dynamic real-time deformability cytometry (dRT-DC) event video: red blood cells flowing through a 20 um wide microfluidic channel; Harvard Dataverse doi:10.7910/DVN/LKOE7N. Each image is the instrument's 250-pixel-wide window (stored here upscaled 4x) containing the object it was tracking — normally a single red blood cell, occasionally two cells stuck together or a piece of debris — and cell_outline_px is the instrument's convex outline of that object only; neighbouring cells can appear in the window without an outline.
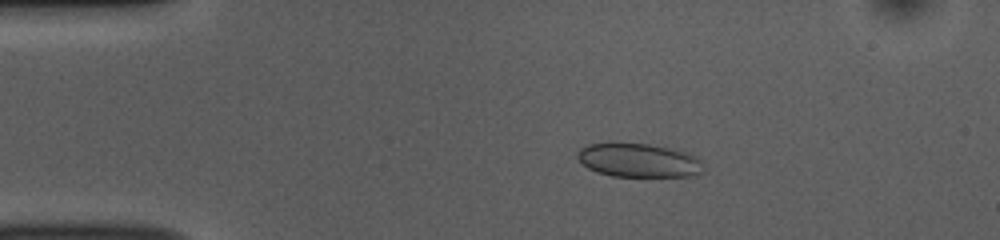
{"species": "common noctule bat (a hibernating species)", "species_latin": "Nyctalus noctula", "temperature_condition": "room temperature", "stored_images_in_passage": 48, "camera_frame_rate_fps": 3000, "um_per_image_px": 0.085, "animal": {"sex": "female", "body_mass_g": 10.0, "forearm_length_mm": 53.1}, "frame": {"image": 1, "passage_image": 5, "time_ms": 1.333, "image_size_px": [1000, 240], "cell_outline_px": [[704, 172], [692, 176], [612, 176], [596, 172], [588, 168], [576, 156], [580, 148], [588, 144], [648, 144], [668, 148], [684, 152], [696, 156], [704, 160]], "centroid_in_image_um": [54.34, 13.65], "position_along_channel_um": 30.7, "area_um2": 24.62}}
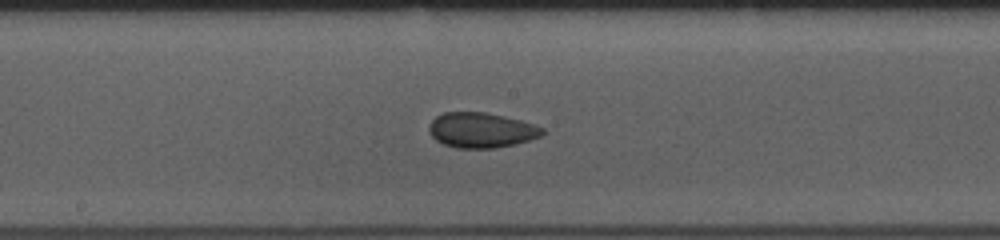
{"frame": {"image": 2, "passage_image": 23, "time_ms": 7.333, "image_size_px": [1000, 240], "cell_outline_px": [[544, 136], [516, 144], [496, 148], [456, 148], [444, 144], [436, 140], [428, 132], [428, 124], [436, 116], [444, 112], [484, 112], [504, 116], [536, 124], [544, 128]], "centroid_in_image_um": [40.93, 11.06], "position_along_channel_um": 207.3, "area_um2": 23.52}}
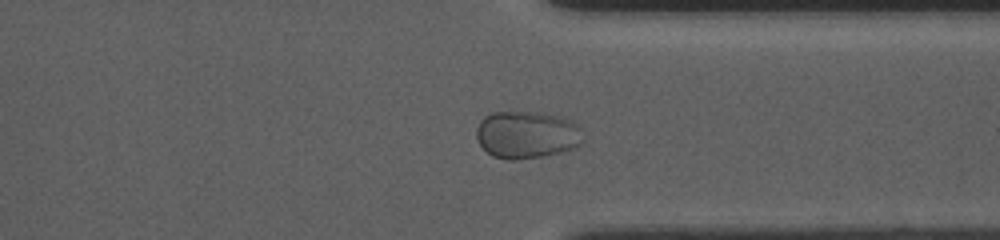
{"frame": {"image": 3, "passage_image": 36, "time_ms": 11.667, "image_size_px": [1000, 240], "cell_outline_px": [[584, 140], [580, 144], [572, 148], [560, 152], [544, 156], [516, 160], [508, 160], [492, 156], [480, 144], [476, 136], [476, 128], [480, 120], [484, 116], [492, 112], [544, 112], [560, 116], [572, 120], [584, 128]], "centroid_in_image_um": [44.82, 11.44], "position_along_channel_um": 366.6, "area_um2": 30.06}, "authors_computed_cell_mechanics": {"area_um2": 23.5246, "velocity_mm_per_s": 3.6969, "shape_relaxation_time_tau1_ms": 4.7284, "shape_relaxation_time_tau2_ms": null, "deformation_change_tau1": 0.0614, "deformation_change_tau2": null}}